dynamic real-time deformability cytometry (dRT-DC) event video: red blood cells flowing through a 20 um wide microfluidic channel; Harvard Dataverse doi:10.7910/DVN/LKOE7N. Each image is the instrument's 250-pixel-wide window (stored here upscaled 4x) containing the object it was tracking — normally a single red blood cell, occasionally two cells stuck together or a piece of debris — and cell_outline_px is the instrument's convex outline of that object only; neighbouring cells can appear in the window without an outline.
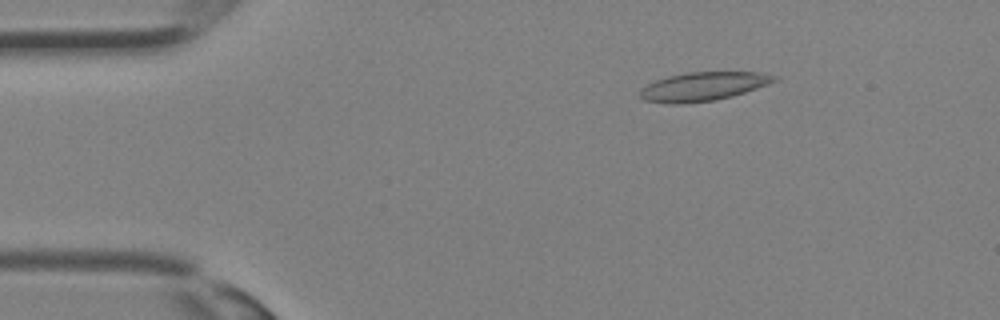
{"species": "Egyptian fruit bat (a non-hibernating species)", "species_latin": "Rousettus aegyptiacus", "temperature_condition": "room temperature", "stored_images_in_passage": 8, "camera_frame_rate_fps": 3000, "um_per_image_px": 0.085, "animal": {"sex": "female"}, "frame": {"image": 1, "passage_image": 1, "time_ms": 0.0, "image_size_px": [1000, 320], "cell_outline_px": [[780, 76], [776, 80], [768, 84], [732, 96], [716, 100], [684, 104], [668, 104], [644, 100], [640, 96], [640, 92], [648, 84], [656, 80], [668, 76], [688, 72], [760, 72]], "centroid_in_image_um": [59.78, 7.35], "position_along_channel_um": 25.2, "area_um2": 22.43}}
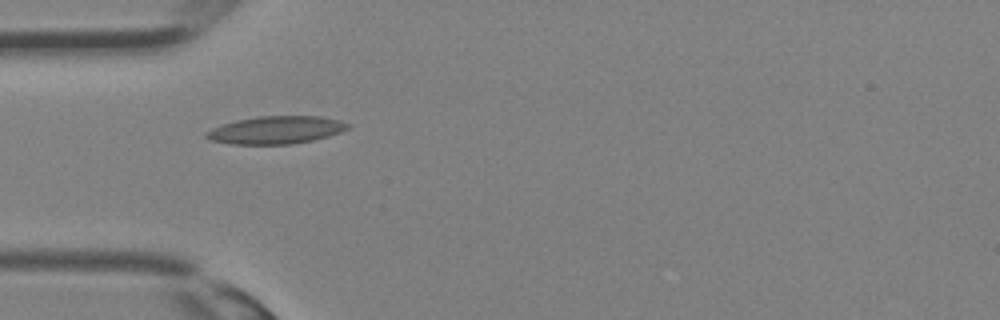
{"frame": {"image": 2, "passage_image": 6, "time_ms": 1.667, "image_size_px": [1000, 320], "cell_outline_px": [[352, 124], [348, 128], [340, 132], [328, 136], [312, 140], [288, 144], [232, 144], [208, 140], [204, 136], [204, 132], [212, 128], [236, 120], [260, 116], [320, 116], [340, 120]], "centroid_in_image_um": [23.44, 11.04], "position_along_channel_um": 61.6, "area_um2": 22.83}}
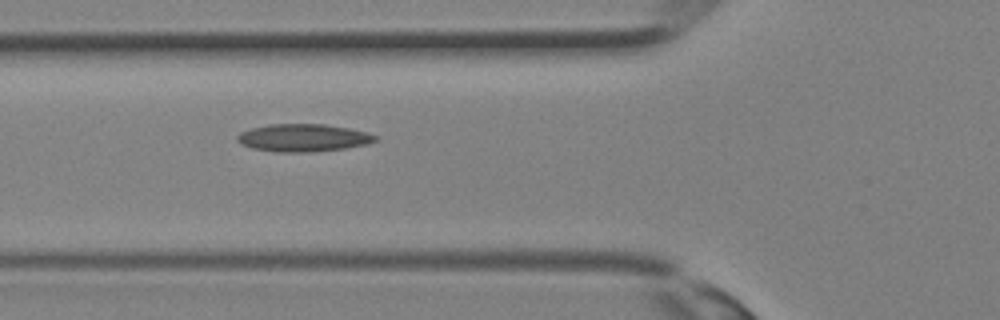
{"frame": {"image": 3, "passage_image": 8, "time_ms": 2.333, "image_size_px": [1000, 320], "cell_outline_px": [[380, 140], [368, 144], [344, 148], [308, 152], [276, 152], [252, 148], [240, 144], [236, 140], [236, 136], [240, 132], [252, 128], [268, 124], [324, 124], [348, 128], [368, 132], [380, 136]], "centroid_in_image_um": [25.8, 11.71], "position_along_channel_um": 100.0, "area_um2": 22.43}}